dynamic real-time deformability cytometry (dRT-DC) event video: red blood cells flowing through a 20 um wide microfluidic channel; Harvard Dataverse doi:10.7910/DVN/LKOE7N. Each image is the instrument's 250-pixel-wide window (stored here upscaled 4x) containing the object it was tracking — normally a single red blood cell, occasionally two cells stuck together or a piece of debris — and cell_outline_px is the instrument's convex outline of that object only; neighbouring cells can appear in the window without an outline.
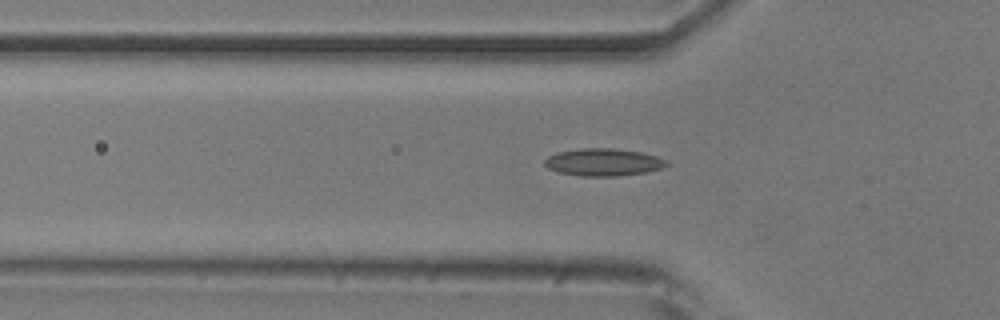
{"species": "common noctule bat (a hibernating species)", "species_latin": "Nyctalus noctula", "temperature_condition": "room temperature", "stored_images_in_passage": 45, "camera_frame_rate_fps": 3000, "um_per_image_px": 0.085, "animal": {"sex": "male", "body_mass_g": 20.5, "forearm_length_mm": 52.5}, "frame": {"image": 1, "passage_image": 17, "time_ms": 5.333, "image_size_px": [1000, 320], "cell_outline_px": [[668, 164], [660, 168], [648, 172], [616, 176], [584, 176], [560, 172], [548, 168], [544, 164], [544, 160], [548, 156], [556, 152], [580, 148], [612, 148], [644, 152], [668, 160]], "centroid_in_image_um": [51.29, 13.77], "position_along_channel_um": 74.5, "area_um2": 19.54}}
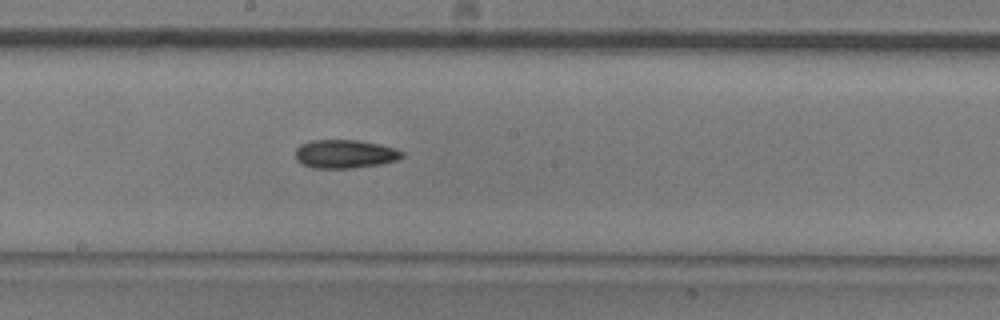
{"frame": {"image": 2, "passage_image": 28, "time_ms": 9.0, "image_size_px": [1000, 320], "cell_outline_px": [[404, 156], [396, 160], [380, 164], [352, 168], [312, 168], [296, 160], [296, 148], [300, 144], [312, 140], [356, 140], [380, 144], [396, 148], [404, 152]], "centroid_in_image_um": [29.33, 13.08], "position_along_channel_um": 218.9, "area_um2": 17.74}}
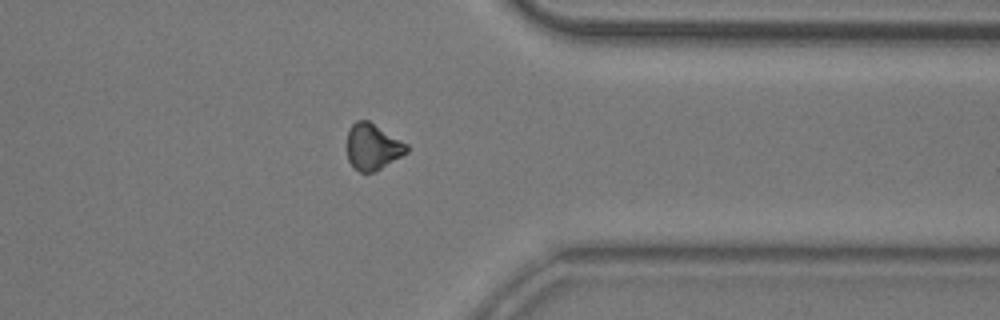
{"frame": {"image": 3, "passage_image": 41, "time_ms": 13.333, "image_size_px": [1000, 320], "cell_outline_px": [[408, 152], [376, 172], [360, 172], [348, 160], [348, 128], [356, 120], [368, 120], [408, 144]], "centroid_in_image_um": [31.69, 12.47], "position_along_channel_um": 379.7, "area_um2": 16.01}}